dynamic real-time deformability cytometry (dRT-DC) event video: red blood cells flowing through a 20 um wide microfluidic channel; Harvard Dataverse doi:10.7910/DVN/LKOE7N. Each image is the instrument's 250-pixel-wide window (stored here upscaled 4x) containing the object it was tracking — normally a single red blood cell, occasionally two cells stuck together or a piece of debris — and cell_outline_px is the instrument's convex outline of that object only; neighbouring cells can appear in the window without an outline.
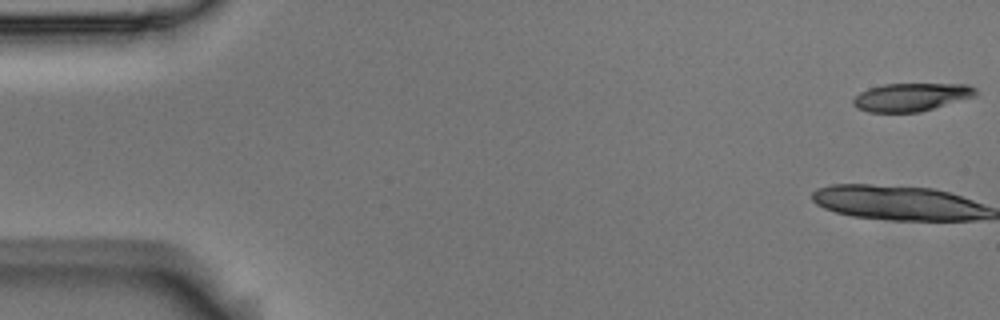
{"species": "Egyptian fruit bat (a non-hibernating species)", "species_latin": "Rousettus aegyptiacus", "temperature_condition": "room temperature", "stored_images_in_passage": 6, "camera_frame_rate_fps": 3000, "um_per_image_px": 0.085, "animal": {"sex": "male"}, "frame": {"image": 1, "passage_image": 1, "time_ms": 0.0, "image_size_px": [1000, 320], "cell_outline_px": [[976, 96], [920, 112], [868, 112], [856, 108], [852, 104], [852, 100], [860, 92], [868, 88], [884, 84], [968, 84], [976, 88]], "centroid_in_image_um": [77.44, 8.25], "position_along_channel_um": 7.6, "area_um2": 20.11}}